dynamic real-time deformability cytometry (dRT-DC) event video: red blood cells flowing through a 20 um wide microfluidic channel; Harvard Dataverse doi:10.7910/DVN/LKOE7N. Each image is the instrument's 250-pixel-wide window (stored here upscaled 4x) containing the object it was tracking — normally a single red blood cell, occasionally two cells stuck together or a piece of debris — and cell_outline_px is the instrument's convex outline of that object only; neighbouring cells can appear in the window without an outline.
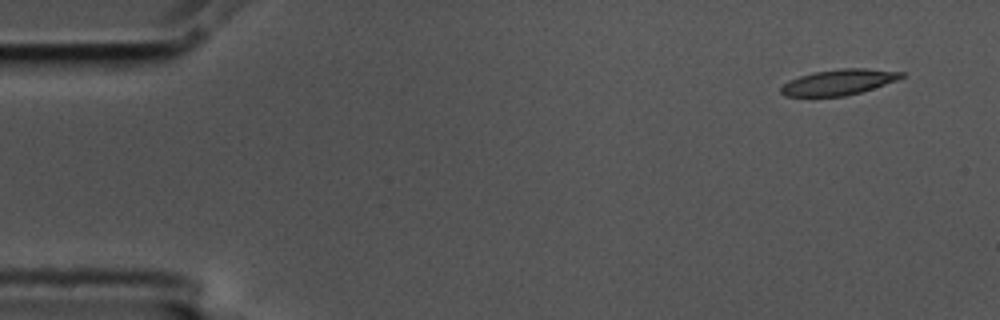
{"species": "common noctule bat (a hibernating species)", "species_latin": "Nyctalus noctula", "temperature_condition": "cold", "stored_images_in_passage": 4, "camera_frame_rate_fps": 3000, "um_per_image_px": 0.085, "animal": {"sex": "male", "body_mass_g": 17.5, "forearm_length_mm": 52.3}, "frame": {"image": 1, "passage_image": 1, "time_ms": 0.0, "image_size_px": [1000, 320], "cell_outline_px": [[904, 76], [896, 80], [860, 92], [844, 96], [784, 96], [780, 92], [780, 88], [788, 80], [800, 76], [816, 72], [840, 68], [868, 68], [904, 72]], "centroid_in_image_um": [71.27, 6.97], "position_along_channel_um": 13.7, "area_um2": 17.8}}